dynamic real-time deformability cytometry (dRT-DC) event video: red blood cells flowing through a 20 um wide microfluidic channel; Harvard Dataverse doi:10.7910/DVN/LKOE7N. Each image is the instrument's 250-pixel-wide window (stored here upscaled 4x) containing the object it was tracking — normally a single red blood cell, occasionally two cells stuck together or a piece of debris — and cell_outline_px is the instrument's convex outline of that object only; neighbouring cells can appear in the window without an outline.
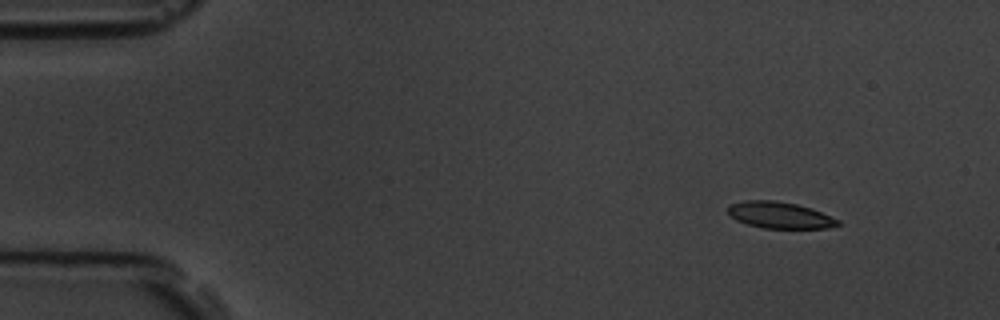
{"species": "common noctule bat (a hibernating species)", "species_latin": "Nyctalus noctula", "temperature_condition": "room temperature", "stored_images_in_passage": 5, "segment_of_instrument_passage": [1, 2], "camera_frame_rate_fps": 3000, "um_per_image_px": 0.085, "animal": {"sex": "male", "body_mass_g": 19.5, "forearm_length_mm": 54.6}, "frame": {"image": 1, "passage_image": 1, "time_ms": 0.0, "image_size_px": [1000, 320], "cell_outline_px": [[840, 224], [828, 228], [764, 228], [748, 224], [736, 220], [728, 212], [728, 204], [744, 200], [772, 200], [796, 204], [812, 208], [840, 220]], "centroid_in_image_um": [66.28, 18.28], "position_along_channel_um": 18.7, "area_um2": 16.94}}